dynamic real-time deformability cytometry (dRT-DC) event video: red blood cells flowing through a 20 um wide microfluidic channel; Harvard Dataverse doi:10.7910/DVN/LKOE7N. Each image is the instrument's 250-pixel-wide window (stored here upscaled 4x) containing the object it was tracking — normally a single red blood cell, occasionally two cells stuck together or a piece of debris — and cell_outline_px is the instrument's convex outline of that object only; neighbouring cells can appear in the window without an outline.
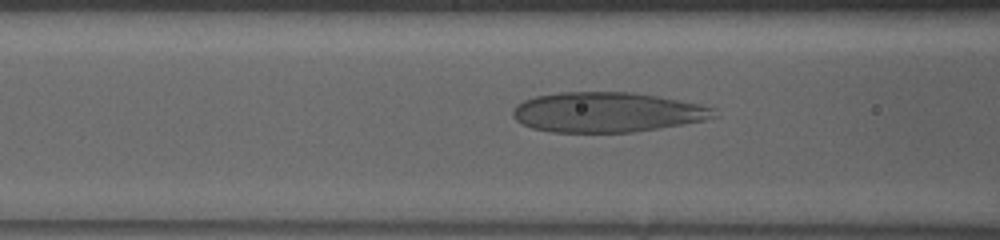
{"species": "human", "species_latin": "Homo sapiens", "temperature_condition": "warm", "stored_images_in_passage": 58, "camera_frame_rate_fps": 3000, "um_per_image_px": 0.085, "donor": {"sex": "female"}, "frame": {"image": 1, "passage_image": 11, "time_ms": 3.333, "image_size_px": [1000, 240], "cell_outline_px": [[720, 116], [704, 120], [632, 132], [552, 132], [532, 128], [516, 120], [512, 116], [512, 112], [516, 104], [524, 100], [536, 96], [560, 92], [632, 92], [656, 96], [700, 104], [716, 108]], "centroid_in_image_um": [51.6, 9.53], "position_along_channel_um": 115.0, "area_um2": 46.76}}
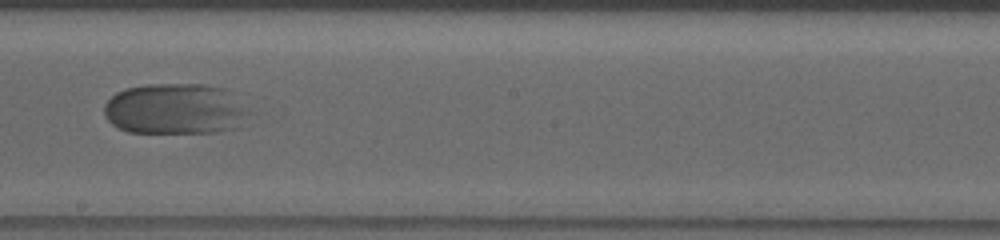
{"frame": {"image": 2, "passage_image": 22, "time_ms": 7.0, "image_size_px": [1000, 240], "cell_outline_px": [[256, 112], [240, 128], [220, 132], [128, 132], [116, 128], [104, 116], [104, 104], [116, 92], [124, 88], [144, 84], [204, 84], [228, 88]], "centroid_in_image_um": [15.02, 9.25], "position_along_channel_um": 233.2, "area_um2": 44.56}}
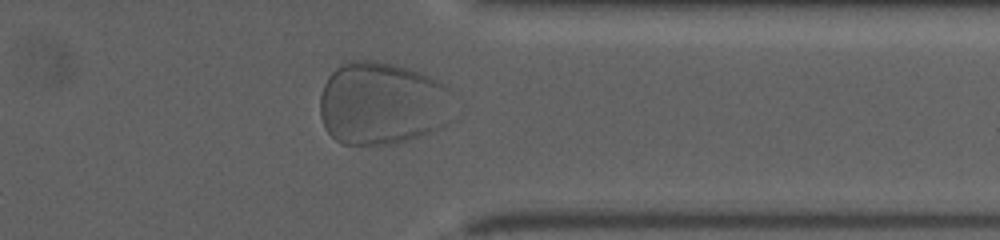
{"frame": {"image": 3, "passage_image": 41, "time_ms": 13.333, "image_size_px": [1000, 240], "cell_outline_px": [[448, 124], [440, 128], [408, 140], [396, 144], [344, 144], [336, 140], [324, 128], [320, 116], [320, 96], [324, 84], [328, 76], [340, 64], [348, 60], [376, 60], [392, 64], [428, 76], [444, 84], [448, 88]], "centroid_in_image_um": [32.4, 8.8], "position_along_channel_um": 379.0, "area_um2": 64.22}}